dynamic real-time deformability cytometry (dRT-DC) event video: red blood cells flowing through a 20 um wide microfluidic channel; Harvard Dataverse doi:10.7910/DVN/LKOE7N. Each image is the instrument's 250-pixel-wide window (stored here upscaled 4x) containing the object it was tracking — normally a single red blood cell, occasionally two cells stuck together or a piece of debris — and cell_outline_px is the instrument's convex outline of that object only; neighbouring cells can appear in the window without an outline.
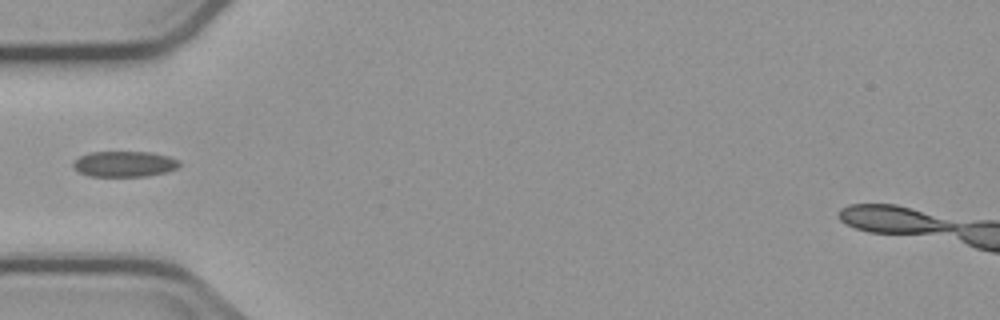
{"species": "common noctule bat (a hibernating species)", "species_latin": "Nyctalus noctula", "temperature_condition": "cold", "stored_images_in_passage": 5, "camera_frame_rate_fps": 3000, "um_per_image_px": 0.085, "animal": {"sex": "male", "body_mass_g": 23.1, "forearm_length_mm": 52.7}, "frame": {"image": 1, "passage_image": 5, "time_ms": 4.333, "image_size_px": [1000, 320], "cell_outline_px": [[180, 164], [176, 168], [168, 172], [144, 176], [88, 176], [72, 168], [72, 160], [80, 156], [92, 152], [148, 152], [168, 156], [180, 160]], "centroid_in_image_um": [10.54, 13.94], "position_along_channel_um": 74.5, "area_um2": 15.95}}